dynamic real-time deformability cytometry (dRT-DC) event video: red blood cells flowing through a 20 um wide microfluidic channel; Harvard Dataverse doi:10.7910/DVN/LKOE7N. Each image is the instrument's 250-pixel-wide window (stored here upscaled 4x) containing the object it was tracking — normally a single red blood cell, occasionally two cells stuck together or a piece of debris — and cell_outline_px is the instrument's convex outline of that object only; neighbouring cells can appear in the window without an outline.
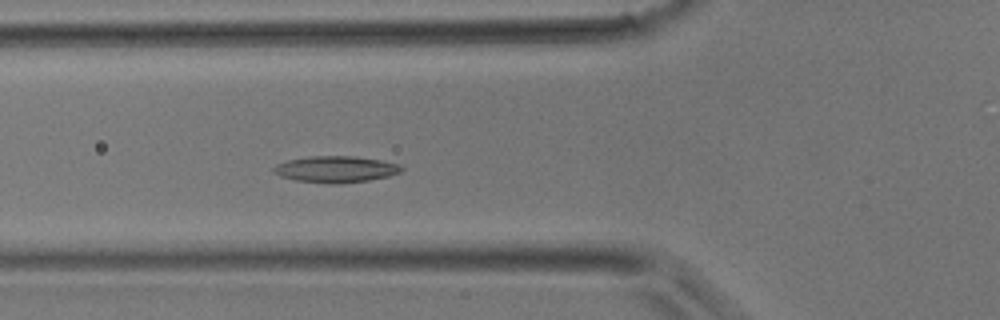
{"species": "common noctule bat (a hibernating species)", "species_latin": "Nyctalus noctula", "temperature_condition": "room temperature", "stored_images_in_passage": 31, "camera_frame_rate_fps": 3000, "um_per_image_px": 0.085, "animal": {"sex": "male", "body_mass_g": 17.9}, "frame": {"image": 1, "passage_image": 4, "time_ms": 1.0, "image_size_px": [1000, 320], "cell_outline_px": [[404, 168], [400, 172], [388, 176], [368, 180], [336, 184], [332, 184], [296, 180], [280, 176], [272, 172], [272, 168], [276, 164], [288, 160], [308, 156], [352, 156], [380, 160], [400, 164]], "centroid_in_image_um": [28.51, 14.38], "position_along_channel_um": 97.3, "area_um2": 19.65}}
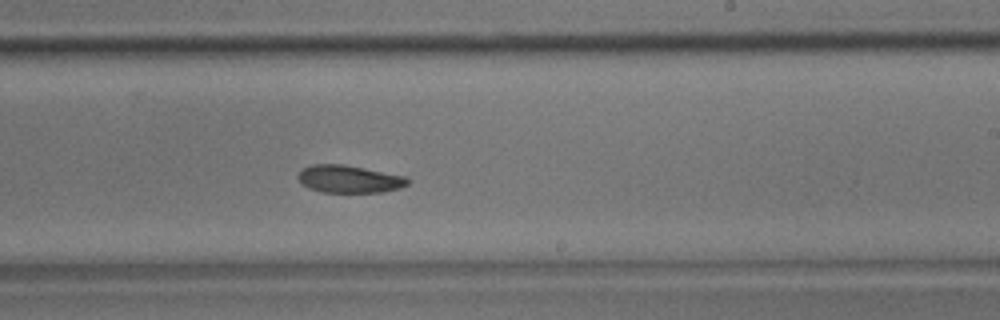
{"frame": {"image": 2, "passage_image": 14, "time_ms": 4.333, "image_size_px": [1000, 320], "cell_outline_px": [[412, 180], [408, 184], [400, 188], [380, 192], [324, 192], [308, 188], [296, 176], [304, 168], [312, 164], [344, 164], [408, 176]], "centroid_in_image_um": [29.74, 15.21], "position_along_channel_um": 259.3, "area_um2": 17.69}}
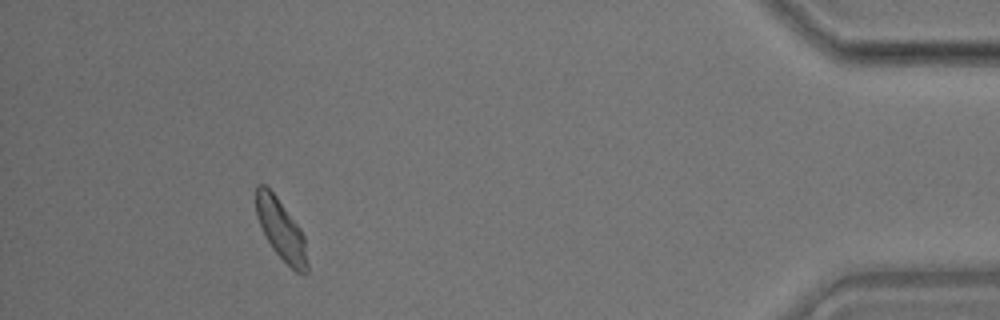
{"frame": {"image": 3, "passage_image": 27, "time_ms": 8.667, "image_size_px": [1000, 320], "cell_outline_px": [[308, 272], [296, 272], [272, 248], [256, 216], [256, 184], [264, 184], [276, 196], [300, 228], [304, 236], [308, 264]], "centroid_in_image_um": [23.89, 19.5], "position_along_channel_um": 411.3, "area_um2": 17.69}}